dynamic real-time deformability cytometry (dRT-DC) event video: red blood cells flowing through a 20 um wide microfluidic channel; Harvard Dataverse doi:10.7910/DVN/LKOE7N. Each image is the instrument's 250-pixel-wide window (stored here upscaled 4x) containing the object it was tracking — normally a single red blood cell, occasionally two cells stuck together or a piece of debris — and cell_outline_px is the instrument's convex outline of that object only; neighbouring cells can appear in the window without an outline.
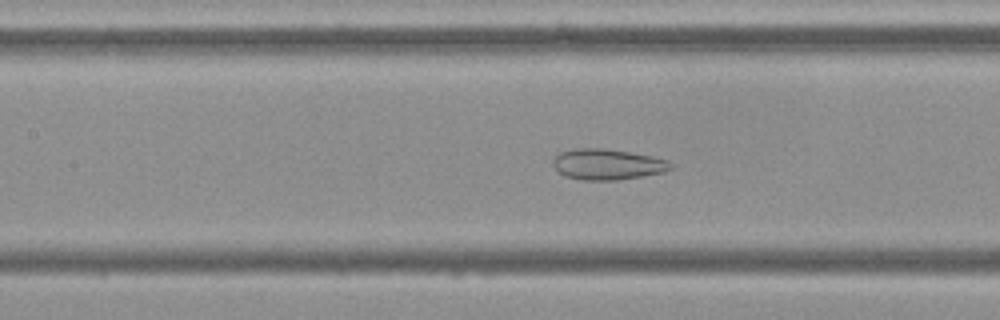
{"species": "Egyptian fruit bat (a non-hibernating species)", "species_latin": "Rousettus aegyptiacus", "temperature_condition": "cold", "stored_images_in_passage": 41, "camera_frame_rate_fps": 3000, "um_per_image_px": 0.085, "frame": {"image": 1, "passage_image": 11, "time_ms": 3.333, "image_size_px": [1000, 320], "cell_outline_px": [[672, 168], [664, 172], [644, 176], [620, 180], [580, 180], [564, 176], [552, 164], [552, 160], [560, 152], [576, 148], [604, 148], [632, 152], [652, 156], [668, 160], [672, 164]], "centroid_in_image_um": [51.64, 13.97], "position_along_channel_um": 155.8, "area_um2": 21.33}}
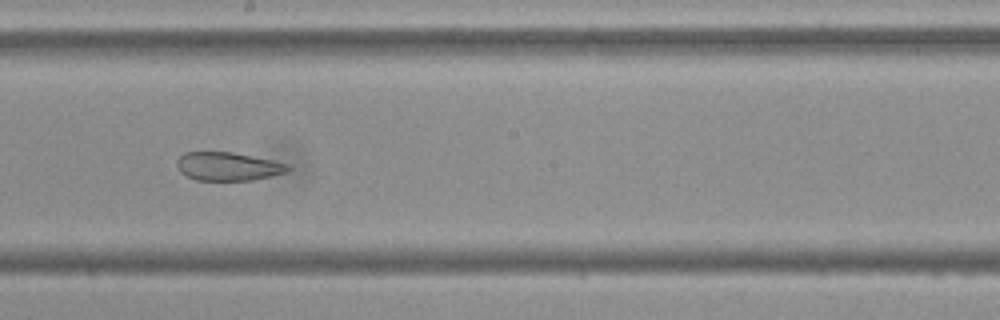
{"frame": {"image": 2, "passage_image": 17, "time_ms": 5.333, "image_size_px": [1000, 320], "cell_outline_px": [[292, 168], [288, 172], [272, 176], [252, 180], [196, 180], [180, 172], [176, 164], [176, 160], [184, 152], [232, 152], [276, 160], [288, 164]], "centroid_in_image_um": [19.42, 14.14], "position_along_channel_um": 228.8, "area_um2": 18.61}}
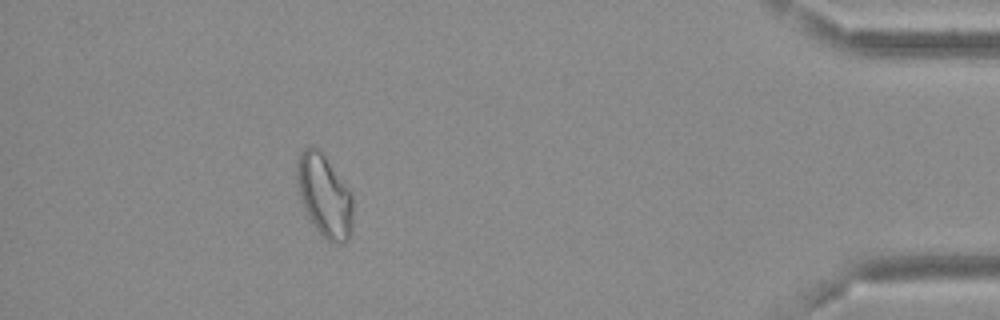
{"frame": {"image": 3, "passage_image": 36, "time_ms": 11.667, "image_size_px": [1000, 320], "cell_outline_px": [[352, 232], [348, 240], [344, 244], [332, 244], [316, 228], [308, 216], [300, 200], [296, 180], [296, 164], [300, 152], [308, 144], [312, 144], [320, 148], [352, 196]], "centroid_in_image_um": [27.55, 16.61], "position_along_channel_um": 407.7, "area_um2": 27.11}, "authors_computed_cell_mechanics": {"area_um2": 22.4264, "velocity_mm_per_s": 3.6655, "shape_relaxation_time_tau1_ms": null, "shape_relaxation_time_tau2_ms": 1.5411, "deformation_change_tau1": null, "deformation_change_tau2": 0.0744}}